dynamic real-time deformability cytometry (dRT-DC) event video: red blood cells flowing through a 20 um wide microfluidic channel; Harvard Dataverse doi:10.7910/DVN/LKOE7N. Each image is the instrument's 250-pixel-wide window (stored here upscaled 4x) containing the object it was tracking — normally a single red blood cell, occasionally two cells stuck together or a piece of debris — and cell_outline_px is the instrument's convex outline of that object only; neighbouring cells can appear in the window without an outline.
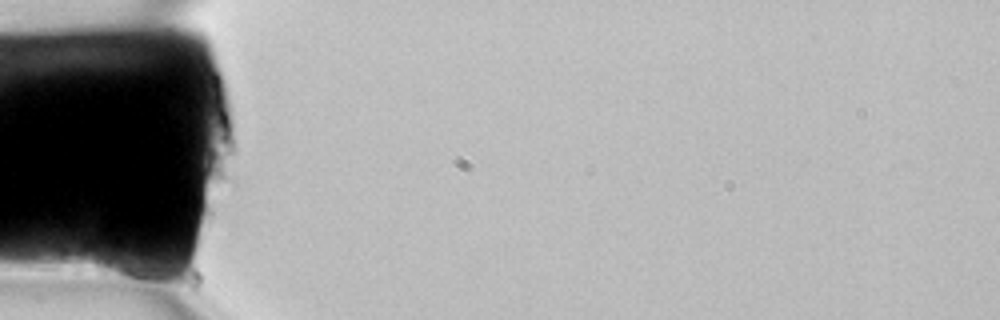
{"species": "common noctule bat (a hibernating species)", "species_latin": "Nyctalus noctula", "temperature_condition": "room temperature", "stored_images_in_passage": 2, "camera_frame_rate_fps": 3000, "um_per_image_px": 0.085, "animal": {"sex": "female", "body_mass_g": 22.7, "forearm_length_mm": 54.2}, "frame": {"image": 1, "passage_image": 1, "time_ms": 0.0, "image_size_px": [1000, 320], "cell_outline_px": [[160, 288], [156, 288], [96, 272], [92, 264], [92, 260], [96, 244], [140, 256], [160, 276]], "centroid_in_image_um": [10.58, 22.65], "position_along_channel_um": 74.4, "area_um2": 12.25}}